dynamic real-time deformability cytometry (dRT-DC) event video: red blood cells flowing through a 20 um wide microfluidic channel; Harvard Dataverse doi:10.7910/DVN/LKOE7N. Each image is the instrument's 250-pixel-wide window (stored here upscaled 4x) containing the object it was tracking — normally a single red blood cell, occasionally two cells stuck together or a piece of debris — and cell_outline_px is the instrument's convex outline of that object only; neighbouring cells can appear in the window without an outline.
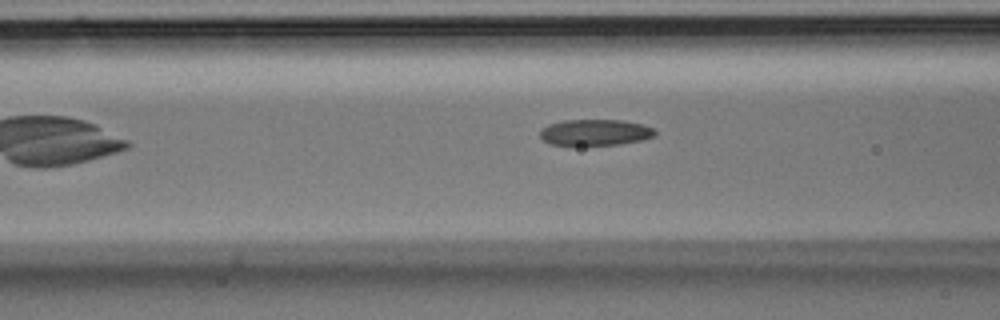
{"species": "Egyptian fruit bat (a non-hibernating species)", "species_latin": "Rousettus aegyptiacus", "temperature_condition": "room temperature", "stored_images_in_passage": 25, "camera_frame_rate_fps": 3000, "um_per_image_px": 0.085, "animal": {"sex": "male"}, "frame": {"image": 1, "passage_image": 5, "time_ms": 1.333, "image_size_px": [1000, 320], "cell_outline_px": [[656, 136], [644, 140], [620, 144], [552, 144], [544, 140], [540, 136], [540, 132], [548, 124], [564, 120], [624, 120], [644, 124], [652, 128], [656, 132]], "centroid_in_image_um": [50.66, 11.24], "position_along_channel_um": 115.9, "area_um2": 17.34}}
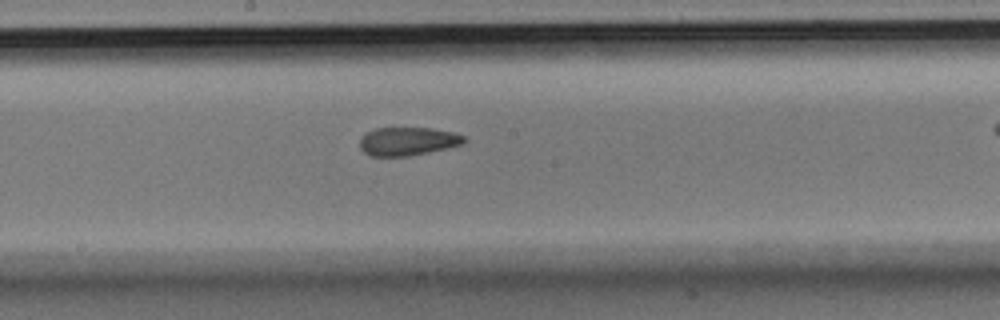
{"frame": {"image": 2, "passage_image": 12, "time_ms": 3.667, "image_size_px": [1000, 320], "cell_outline_px": [[468, 140], [460, 144], [448, 148], [408, 156], [368, 156], [360, 148], [360, 140], [368, 132], [376, 128], [428, 128], [452, 132], [464, 136]], "centroid_in_image_um": [34.65, 12.02], "position_along_channel_um": 213.5, "area_um2": 17.05}}
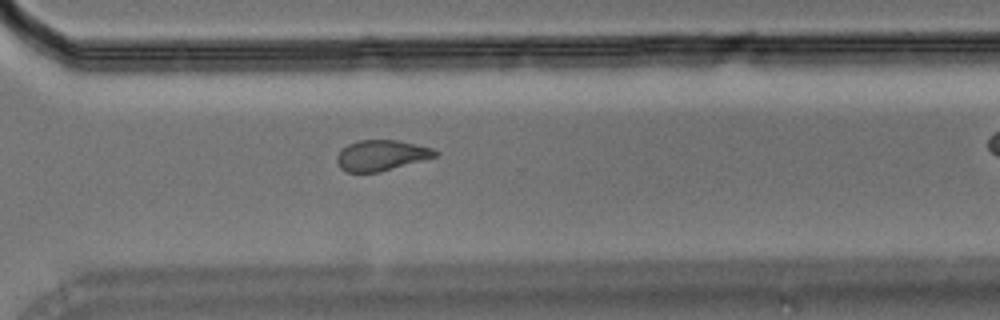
{"frame": {"image": 3, "passage_image": 21, "time_ms": 6.667, "image_size_px": [1000, 320], "cell_outline_px": [[436, 156], [380, 172], [348, 172], [340, 168], [336, 160], [336, 156], [348, 144], [360, 140], [396, 140], [432, 148], [436, 152]], "centroid_in_image_um": [32.37, 13.21], "position_along_channel_um": 338.2, "area_um2": 17.17}}